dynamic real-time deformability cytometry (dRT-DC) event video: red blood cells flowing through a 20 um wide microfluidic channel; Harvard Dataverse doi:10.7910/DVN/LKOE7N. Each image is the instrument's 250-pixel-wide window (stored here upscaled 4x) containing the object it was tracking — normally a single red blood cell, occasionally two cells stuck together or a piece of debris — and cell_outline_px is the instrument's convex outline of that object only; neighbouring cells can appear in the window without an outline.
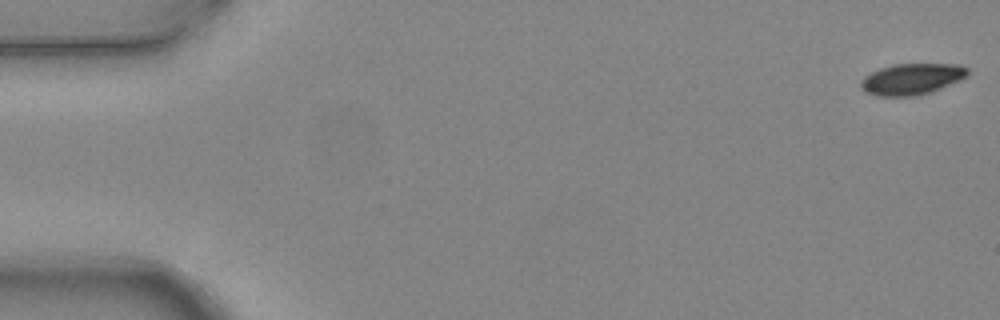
{"species": "common noctule bat (a hibernating species)", "species_latin": "Nyctalus noctula", "temperature_condition": "warm", "stored_images_in_passage": 5, "camera_frame_rate_fps": 3000, "um_per_image_px": 0.085, "animal": {"sex": "female", "body_mass_g": 24.6, "forearm_length_mm": 56.2}, "frame": {"image": 1, "passage_image": 1, "time_ms": 0.0, "image_size_px": [1000, 320], "cell_outline_px": [[968, 76], [960, 80], [940, 88], [916, 96], [876, 96], [864, 92], [860, 88], [860, 80], [864, 76], [880, 68], [892, 64], [960, 64], [968, 68]], "centroid_in_image_um": [77.47, 6.71], "position_along_channel_um": 7.5, "area_um2": 19.54}}
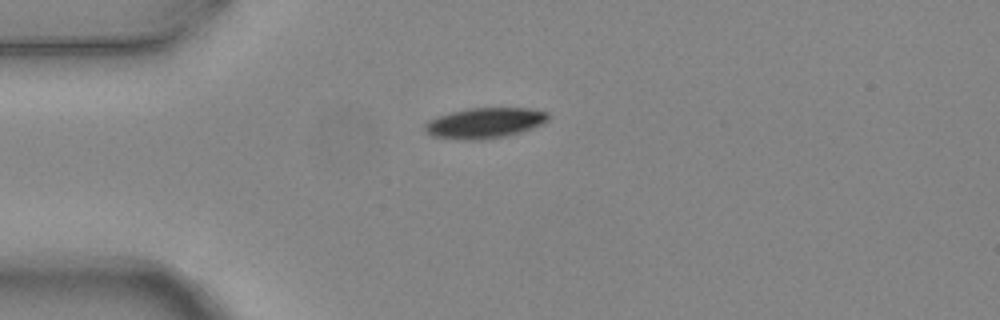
{"frame": {"image": 2, "passage_image": 4, "time_ms": 1.0, "image_size_px": [1000, 320], "cell_outline_px": [[548, 120], [544, 124], [520, 132], [504, 136], [484, 140], [468, 140], [432, 136], [424, 132], [424, 124], [428, 120], [436, 116], [468, 108], [528, 108], [548, 112]], "centroid_in_image_um": [41.18, 10.45], "position_along_channel_um": 43.8, "area_um2": 22.02}}